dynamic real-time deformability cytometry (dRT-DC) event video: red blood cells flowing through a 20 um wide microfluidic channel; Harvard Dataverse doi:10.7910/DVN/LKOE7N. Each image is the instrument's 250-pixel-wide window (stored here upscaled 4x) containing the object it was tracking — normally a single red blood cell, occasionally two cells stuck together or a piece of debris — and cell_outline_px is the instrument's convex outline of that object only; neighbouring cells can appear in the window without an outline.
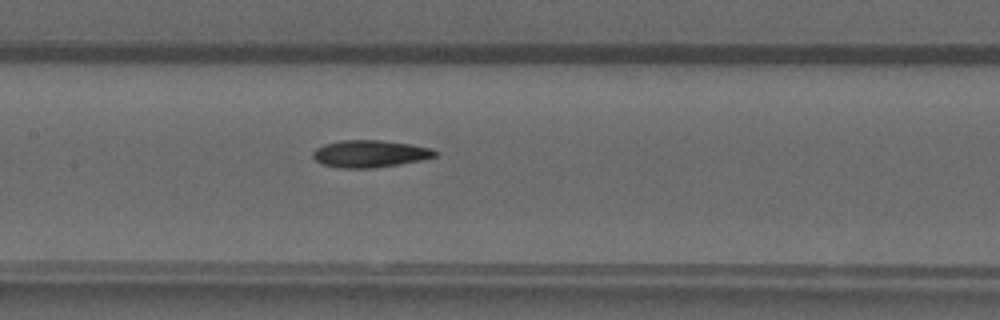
{"species": "common noctule bat (a hibernating species)", "species_latin": "Nyctalus noctula", "temperature_condition": "warm", "stored_images_in_passage": 48, "camera_frame_rate_fps": 3000, "um_per_image_px": 0.085, "animal": {"sex": "male", "forearm_length_mm": 52.5}, "frame": {"image": 1, "passage_image": 22, "time_ms": 7.0, "image_size_px": [1000, 320], "cell_outline_px": [[440, 152], [436, 156], [420, 160], [400, 164], [376, 168], [340, 168], [320, 164], [312, 156], [312, 152], [316, 148], [324, 144], [340, 140], [380, 140], [412, 144], [432, 148]], "centroid_in_image_um": [31.45, 13.07], "position_along_channel_um": 176.0, "area_um2": 19.59}}
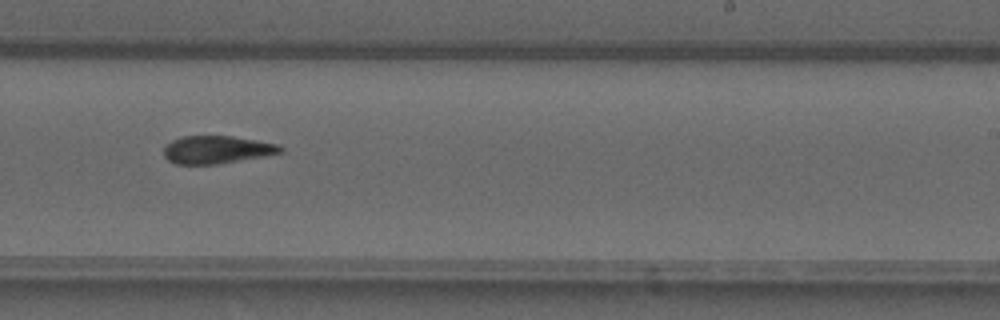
{"frame": {"image": 2, "passage_image": 29, "time_ms": 9.333, "image_size_px": [1000, 320], "cell_outline_px": [[284, 152], [264, 156], [216, 164], [176, 164], [168, 160], [164, 156], [164, 148], [172, 140], [180, 136], [232, 136], [280, 144], [284, 148]], "centroid_in_image_um": [18.45, 12.72], "position_along_channel_um": 270.5, "area_um2": 18.9}}
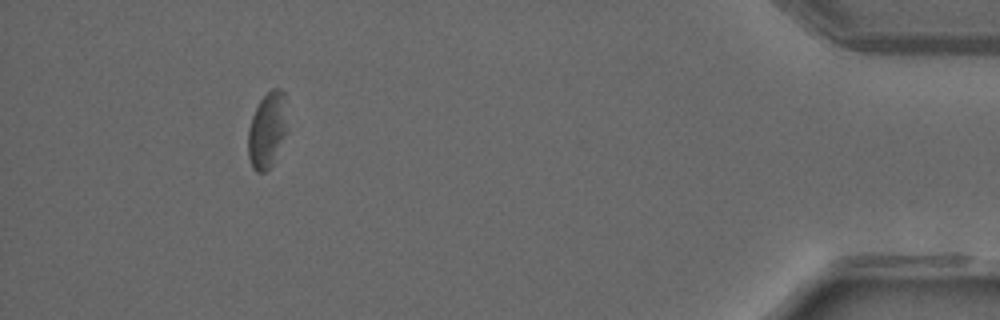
{"frame": {"image": 3, "passage_image": 44, "time_ms": 14.333, "image_size_px": [1000, 320], "cell_outline_px": [[288, 132], [272, 164], [264, 172], [256, 172], [252, 168], [248, 156], [248, 132], [252, 116], [260, 100], [272, 88], [280, 88], [284, 92]], "centroid_in_image_um": [22.73, 11.06], "position_along_channel_um": 412.5, "area_um2": 17.46}}